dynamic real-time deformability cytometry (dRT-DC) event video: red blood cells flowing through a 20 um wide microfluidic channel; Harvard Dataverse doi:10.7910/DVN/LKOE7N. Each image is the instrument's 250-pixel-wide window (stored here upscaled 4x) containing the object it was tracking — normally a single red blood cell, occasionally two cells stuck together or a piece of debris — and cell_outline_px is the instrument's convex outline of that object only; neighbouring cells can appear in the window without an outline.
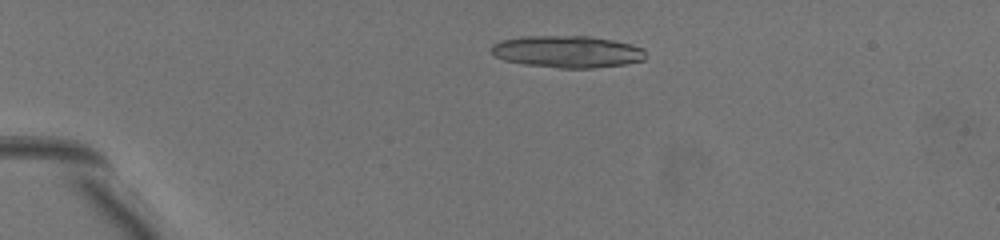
{"species": "common noctule bat (a hibernating species)", "species_latin": "Nyctalus noctula", "temperature_condition": "warm", "stored_images_in_passage": 6, "camera_frame_rate_fps": 3000, "um_per_image_px": 0.085, "animal": {"sex": "female", "body_mass_g": 19.5, "forearm_length_mm": 54.1}, "frame": {"image": 1, "passage_image": 2, "time_ms": 0.333, "image_size_px": [1000, 240], "cell_outline_px": [[644, 60], [624, 64], [592, 68], [560, 68], [524, 64], [504, 60], [488, 52], [492, 44], [500, 40], [524, 36], [588, 36], [612, 40], [644, 48]], "centroid_in_image_um": [48.16, 4.39], "position_along_channel_um": 36.8, "area_um2": 28.73}}